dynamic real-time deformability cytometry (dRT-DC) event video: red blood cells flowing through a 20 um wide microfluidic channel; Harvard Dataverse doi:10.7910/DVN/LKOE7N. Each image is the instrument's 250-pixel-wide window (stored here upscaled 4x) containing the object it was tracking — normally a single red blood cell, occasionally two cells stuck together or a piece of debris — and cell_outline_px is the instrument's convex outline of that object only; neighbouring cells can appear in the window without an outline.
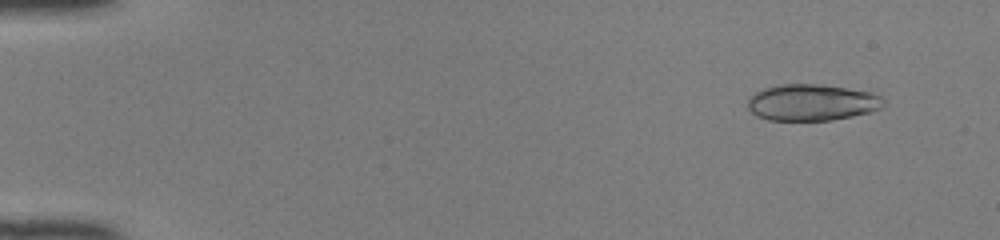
{"species": "common noctule bat (a hibernating species)", "species_latin": "Nyctalus noctula", "temperature_condition": "room temperature", "stored_images_in_passage": 49, "camera_frame_rate_fps": 3000, "um_per_image_px": 0.085, "animal": {"sex": "female", "body_mass_g": 22.0, "forearm_length_mm": 56.7}, "frame": {"image": 1, "passage_image": 4, "time_ms": 1.0, "image_size_px": [1000, 240], "cell_outline_px": [[884, 104], [880, 108], [868, 112], [852, 116], [832, 120], [768, 120], [756, 116], [748, 108], [748, 96], [764, 88], [780, 84], [820, 84], [868, 92], [880, 96], [884, 100]], "centroid_in_image_um": [68.95, 8.71], "position_along_channel_um": 16.0, "area_um2": 28.67}}
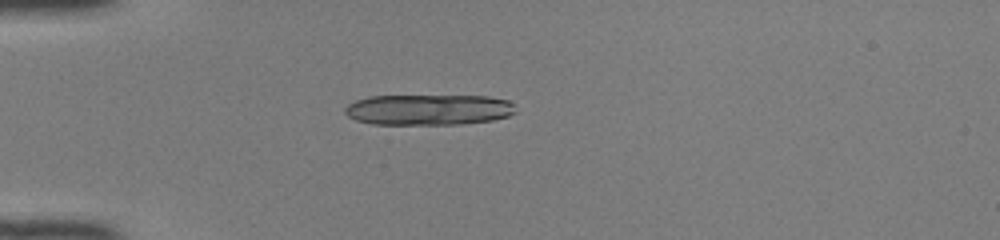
{"frame": {"image": 2, "passage_image": 14, "time_ms": 4.333, "image_size_px": [1000, 240], "cell_outline_px": [[516, 112], [508, 116], [492, 120], [460, 124], [372, 124], [356, 120], [348, 116], [344, 112], [344, 108], [348, 104], [356, 100], [368, 96], [488, 96], [508, 100], [516, 104]], "centroid_in_image_um": [36.44, 9.32], "position_along_channel_um": 48.6, "area_um2": 30.75}, "authors_computed_cell_mechanics": {"area_um2": 28.4376, "velocity_mm_per_s": 4.1613, "shape_relaxation_time_tau1_ms": null, "shape_relaxation_time_tau2_ms": 1.9105, "deformation_change_tau1": null, "deformation_change_tau2": 0.0787}}